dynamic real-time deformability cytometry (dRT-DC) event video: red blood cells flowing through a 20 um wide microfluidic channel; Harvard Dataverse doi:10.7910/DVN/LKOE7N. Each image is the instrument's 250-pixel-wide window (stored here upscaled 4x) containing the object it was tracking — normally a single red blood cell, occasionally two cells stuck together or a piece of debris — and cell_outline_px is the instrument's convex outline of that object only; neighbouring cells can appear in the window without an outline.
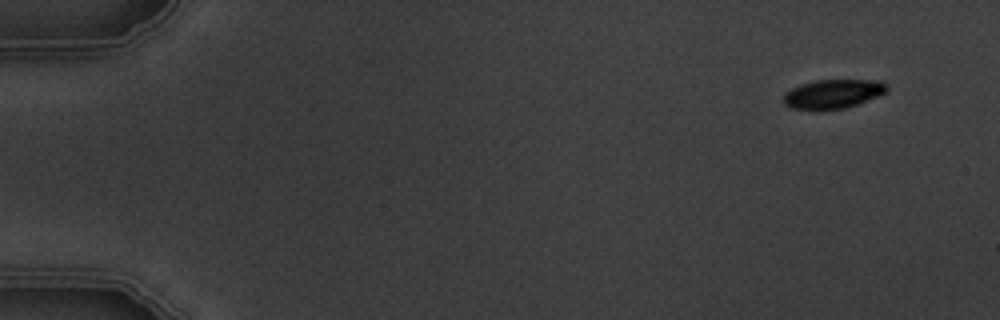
{"species": "common noctule bat (a hibernating species)", "species_latin": "Nyctalus noctula", "temperature_condition": "warm", "stored_images_in_passage": 5, "camera_frame_rate_fps": 3000, "um_per_image_px": 0.085, "animal": {"sex": "male", "body_mass_g": 19.5, "forearm_length_mm": 54.6}, "frame": {"image": 1, "passage_image": 1, "time_ms": 0.0, "image_size_px": [1000, 320], "cell_outline_px": [[888, 92], [856, 104], [844, 108], [792, 108], [784, 104], [784, 92], [800, 84], [816, 80], [884, 80], [888, 84]], "centroid_in_image_um": [70.85, 7.94], "position_along_channel_um": 14.1, "area_um2": 17.22}}
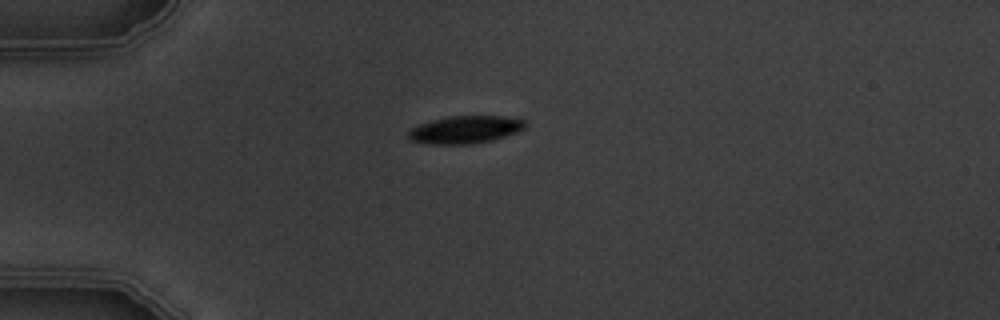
{"frame": {"image": 2, "passage_image": 4, "time_ms": 3.667, "image_size_px": [1000, 320], "cell_outline_px": [[528, 124], [524, 128], [516, 132], [492, 140], [472, 144], [428, 144], [408, 140], [408, 132], [412, 128], [420, 124], [432, 120], [448, 116], [500, 116], [524, 120]], "centroid_in_image_um": [39.51, 11.02], "position_along_channel_um": 45.5, "area_um2": 18.73}}